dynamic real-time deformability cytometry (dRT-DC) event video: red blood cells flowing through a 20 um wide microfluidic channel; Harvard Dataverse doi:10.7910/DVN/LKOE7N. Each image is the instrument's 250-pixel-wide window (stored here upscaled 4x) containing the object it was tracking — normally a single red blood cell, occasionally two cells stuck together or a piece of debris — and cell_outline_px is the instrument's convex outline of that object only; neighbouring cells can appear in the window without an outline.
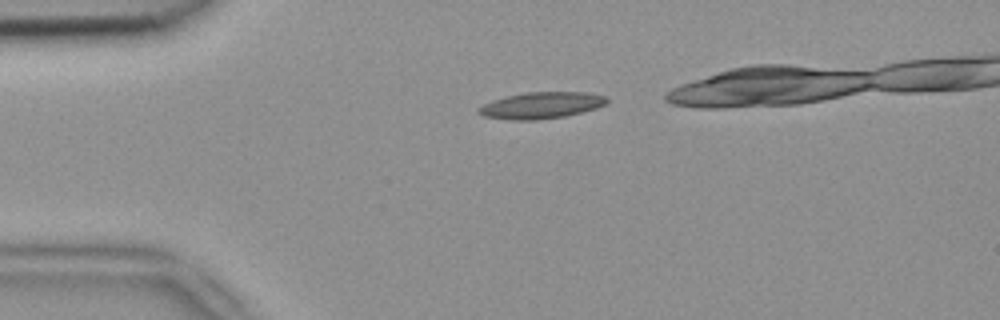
{"species": "common noctule bat (a hibernating species)", "species_latin": "Nyctalus noctula", "temperature_condition": "room temperature", "stored_images_in_passage": 3, "camera_frame_rate_fps": 3000, "um_per_image_px": 0.085, "animal": {"sex": "female", "body_mass_g": 18.4}, "frame": {"image": 1, "passage_image": 1, "time_ms": 0.0, "image_size_px": [1000, 320], "cell_outline_px": [[608, 100], [604, 104], [596, 108], [564, 116], [536, 120], [512, 120], [484, 116], [476, 112], [476, 108], [492, 100], [504, 96], [528, 92], [588, 92], [604, 96]], "centroid_in_image_um": [45.95, 8.95], "position_along_channel_um": 39.1, "area_um2": 19.71}}